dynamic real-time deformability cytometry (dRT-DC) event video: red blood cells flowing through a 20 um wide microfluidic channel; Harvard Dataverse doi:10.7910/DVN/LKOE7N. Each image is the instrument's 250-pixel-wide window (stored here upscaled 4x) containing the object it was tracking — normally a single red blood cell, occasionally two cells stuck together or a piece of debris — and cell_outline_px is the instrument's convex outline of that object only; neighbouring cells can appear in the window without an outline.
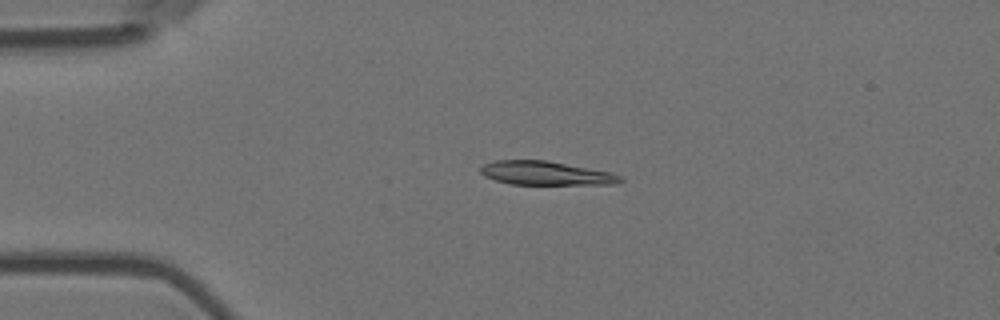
{"species": "Egyptian fruit bat (a non-hibernating species)", "species_latin": "Rousettus aegyptiacus", "temperature_condition": "room temperature", "stored_images_in_passage": 5, "camera_frame_rate_fps": 3000, "um_per_image_px": 0.085, "animal": {"sex": "female"}, "frame": {"image": 1, "passage_image": 4, "time_ms": 1.0, "image_size_px": [1000, 320], "cell_outline_px": [[624, 180], [616, 184], [512, 184], [496, 180], [484, 176], [480, 172], [480, 168], [484, 164], [496, 160], [548, 160], [612, 172], [620, 176]], "centroid_in_image_um": [46.41, 14.71], "position_along_channel_um": 38.6, "area_um2": 19.36}}